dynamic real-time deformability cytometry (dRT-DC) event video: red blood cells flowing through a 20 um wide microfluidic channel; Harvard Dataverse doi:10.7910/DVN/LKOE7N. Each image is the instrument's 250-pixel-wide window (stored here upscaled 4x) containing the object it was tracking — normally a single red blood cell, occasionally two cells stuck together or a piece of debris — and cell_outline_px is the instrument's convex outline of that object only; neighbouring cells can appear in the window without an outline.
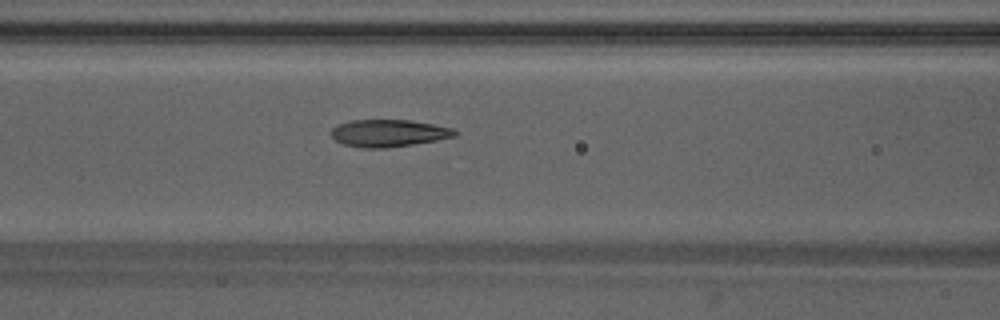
{"species": "Egyptian fruit bat (a non-hibernating species)", "species_latin": "Rousettus aegyptiacus", "temperature_condition": "warm", "stored_images_in_passage": 49, "camera_frame_rate_fps": 3000, "um_per_image_px": 0.085, "animal": {"sex": "male"}, "frame": {"image": 1, "passage_image": 21, "time_ms": 6.667, "image_size_px": [1000, 320], "cell_outline_px": [[456, 136], [436, 140], [412, 144], [384, 148], [364, 148], [344, 144], [336, 140], [332, 136], [332, 128], [336, 124], [352, 120], [408, 120], [432, 124], [452, 128], [456, 132]], "centroid_in_image_um": [33.0, 11.31], "position_along_channel_um": 133.6, "area_um2": 19.36}}
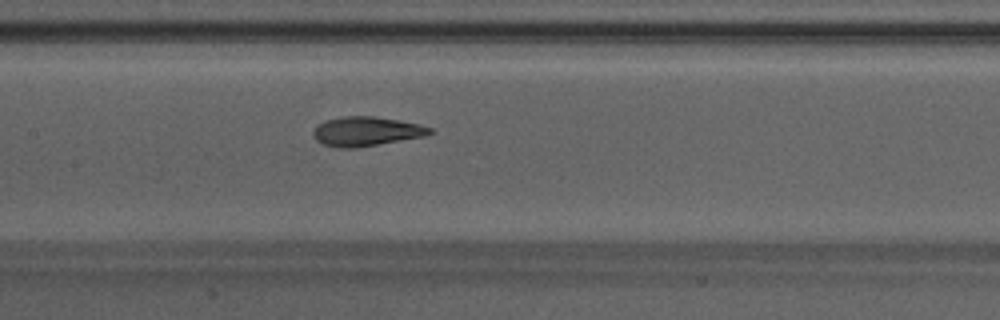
{"frame": {"image": 2, "passage_image": 24, "time_ms": 7.667, "image_size_px": [1000, 320], "cell_outline_px": [[432, 132], [424, 136], [352, 148], [336, 148], [324, 144], [316, 140], [312, 136], [312, 132], [316, 124], [324, 120], [344, 116], [376, 116], [420, 124], [432, 128]], "centroid_in_image_um": [31.07, 11.15], "position_along_channel_um": 176.3, "area_um2": 19.88}}
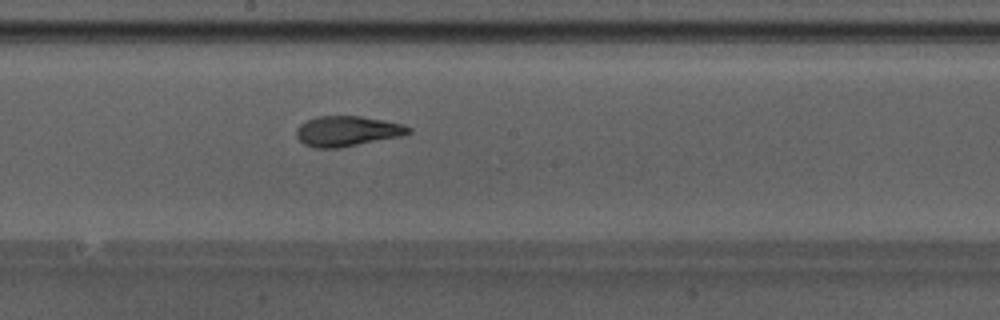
{"frame": {"image": 3, "passage_image": 27, "time_ms": 8.667, "image_size_px": [1000, 320], "cell_outline_px": [[412, 132], [400, 136], [340, 148], [316, 148], [304, 144], [296, 136], [296, 128], [300, 124], [316, 116], [360, 116], [384, 120], [400, 124], [412, 128]], "centroid_in_image_um": [29.49, 11.15], "position_along_channel_um": 218.7, "area_um2": 19.71}, "authors_computed_cell_mechanics": {"area_um2": 19.9988, "velocity_mm_per_s": 4.2677, "shape_relaxation_time_tau1_ms": 5.5825, "shape_relaxation_time_tau2_ms": 1.9474, "deformation_change_tau1": 0.1772, "deformation_change_tau2": 0.0935}}